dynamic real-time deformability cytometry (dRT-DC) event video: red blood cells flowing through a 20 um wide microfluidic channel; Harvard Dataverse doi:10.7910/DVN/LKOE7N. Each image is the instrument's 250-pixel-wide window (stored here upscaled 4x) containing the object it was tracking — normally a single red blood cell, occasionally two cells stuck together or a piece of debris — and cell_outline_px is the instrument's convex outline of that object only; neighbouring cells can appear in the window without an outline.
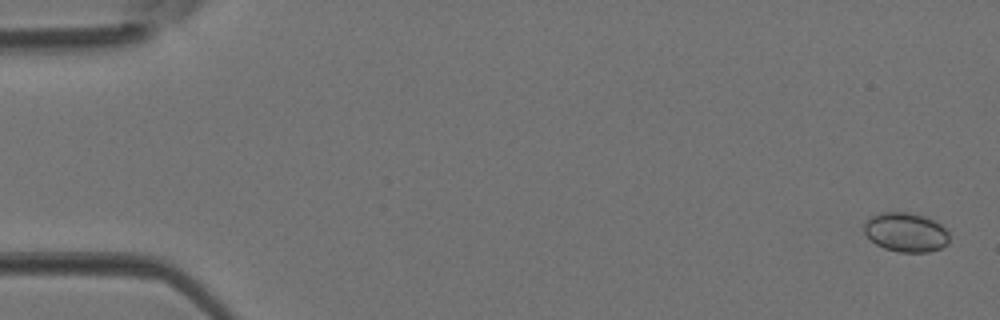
{"species": "Egyptian fruit bat (a non-hibernating species)", "species_latin": "Rousettus aegyptiacus", "temperature_condition": "room temperature", "stored_images_in_passage": 4, "camera_frame_rate_fps": 3000, "um_per_image_px": 0.085, "animal": {"sex": "female"}, "frame": {"image": 1, "passage_image": 1, "time_ms": 0.0, "image_size_px": [1000, 320], "cell_outline_px": [[948, 244], [940, 248], [928, 252], [900, 252], [884, 248], [876, 244], [864, 232], [864, 224], [872, 216], [880, 212], [904, 212], [924, 216], [940, 224], [948, 232]], "centroid_in_image_um": [77.0, 19.75], "position_along_channel_um": 8.0, "area_um2": 19.25}}
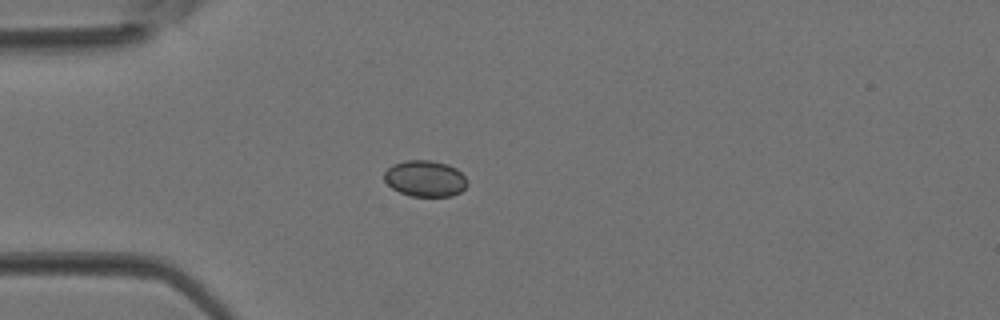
{"frame": {"image": 2, "passage_image": 4, "time_ms": 1.0, "image_size_px": [1000, 320], "cell_outline_px": [[468, 184], [460, 192], [452, 196], [412, 196], [400, 192], [392, 188], [384, 180], [384, 172], [392, 164], [404, 160], [428, 160], [448, 164], [456, 168], [468, 180]], "centroid_in_image_um": [36.13, 15.17], "position_along_channel_um": 48.9, "area_um2": 17.57}}